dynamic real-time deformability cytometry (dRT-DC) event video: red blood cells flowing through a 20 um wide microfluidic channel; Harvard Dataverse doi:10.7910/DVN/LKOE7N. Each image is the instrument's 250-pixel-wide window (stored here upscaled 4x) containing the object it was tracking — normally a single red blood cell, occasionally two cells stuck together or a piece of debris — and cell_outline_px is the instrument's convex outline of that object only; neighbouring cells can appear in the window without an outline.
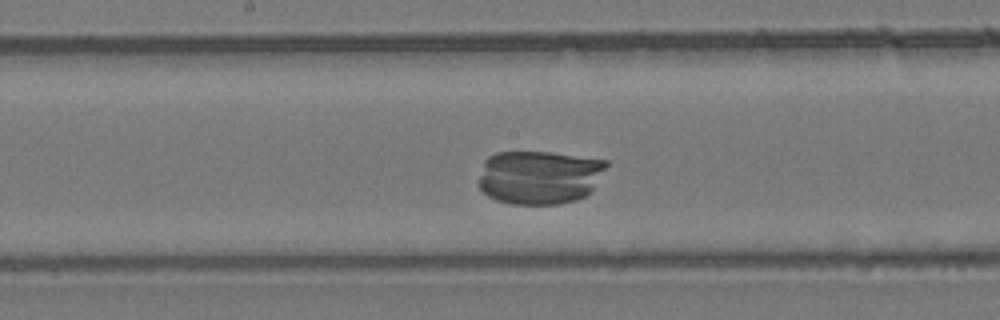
{"species": "common noctule bat (a hibernating species)", "species_latin": "Nyctalus noctula", "temperature_condition": "room temperature", "stored_images_in_passage": 37, "camera_frame_rate_fps": 3000, "um_per_image_px": 0.085, "animal": {"sex": "female", "body_mass_g": 24.6, "forearm_length_mm": 56.2}, "frame": {"image": 1, "passage_image": 31, "time_ms": 10.0, "image_size_px": [1000, 320], "cell_outline_px": [[608, 164], [592, 188], [584, 196], [576, 200], [560, 204], [512, 204], [496, 200], [488, 196], [476, 184], [476, 180], [484, 160], [488, 156], [496, 152], [548, 152], [608, 160]], "centroid_in_image_um": [45.77, 15.05], "position_along_channel_um": 202.4, "area_um2": 40.23}}
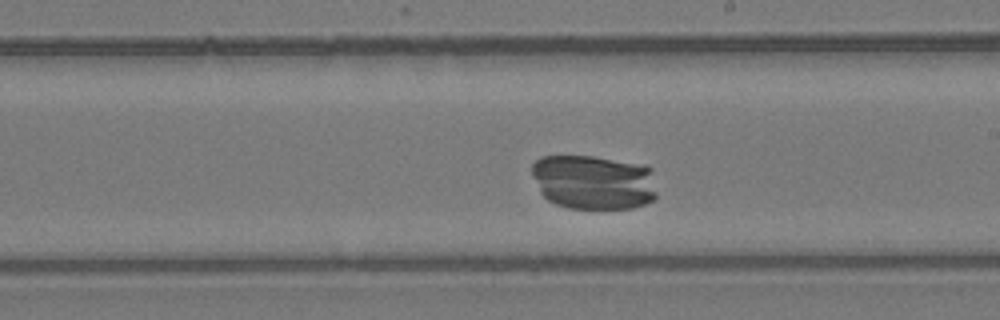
{"frame": {"image": 2, "passage_image": 34, "time_ms": 11.0, "image_size_px": [1000, 320], "cell_outline_px": [[656, 200], [632, 208], [568, 208], [556, 204], [548, 200], [540, 192], [532, 176], [532, 164], [540, 156], [592, 156], [644, 164], [652, 168], [656, 192]], "centroid_in_image_um": [50.47, 15.47], "position_along_channel_um": 238.5, "area_um2": 40.29}}